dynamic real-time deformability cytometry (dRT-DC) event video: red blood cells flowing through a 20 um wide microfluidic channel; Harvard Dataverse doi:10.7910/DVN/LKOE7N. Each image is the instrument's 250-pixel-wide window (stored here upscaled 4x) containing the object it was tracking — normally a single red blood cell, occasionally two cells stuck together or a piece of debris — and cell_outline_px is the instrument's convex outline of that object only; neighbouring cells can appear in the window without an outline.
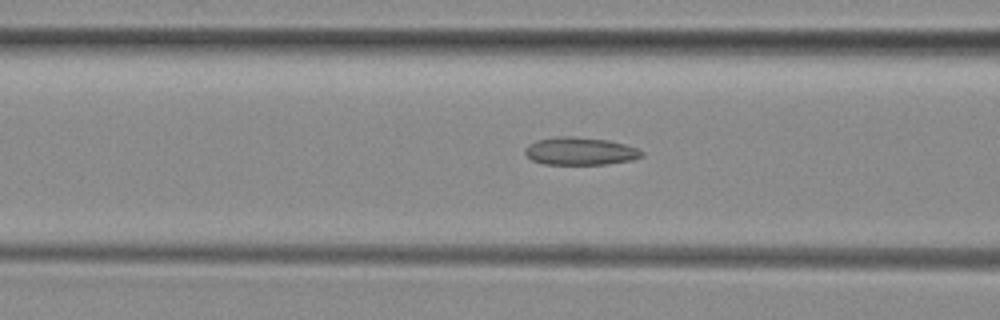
{"species": "common noctule bat (a hibernating species)", "species_latin": "Nyctalus noctula", "temperature_condition": "room temperature", "stored_images_in_passage": 37, "camera_frame_rate_fps": 3000, "um_per_image_px": 0.085, "animal": {"sex": "female", "body_mass_g": 29.2, "forearm_length_mm": 56.3}, "frame": {"image": 1, "passage_image": 16, "time_ms": 5.0, "image_size_px": [1000, 320], "cell_outline_px": [[644, 156], [632, 160], [608, 164], [544, 164], [532, 160], [524, 152], [524, 148], [528, 144], [536, 140], [560, 136], [568, 136], [608, 140], [624, 144], [636, 148], [644, 152]], "centroid_in_image_um": [49.31, 12.85], "position_along_channel_um": 117.3, "area_um2": 18.84}}
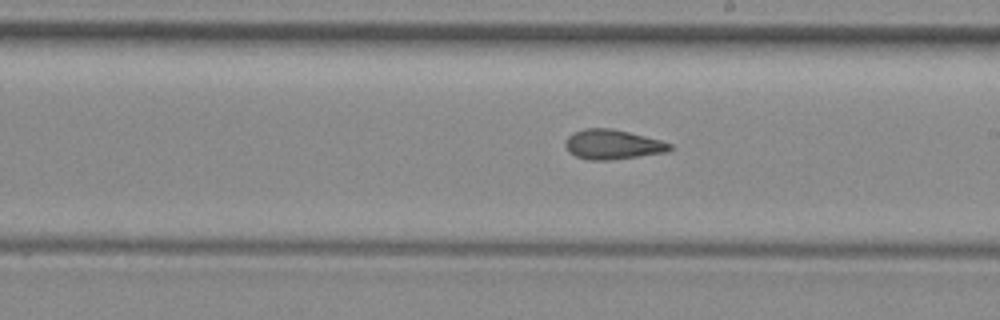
{"frame": {"image": 2, "passage_image": 25, "time_ms": 8.0, "image_size_px": [1000, 320], "cell_outline_px": [[672, 148], [668, 152], [640, 156], [608, 160], [588, 160], [576, 156], [568, 152], [564, 144], [568, 136], [572, 132], [584, 128], [612, 128], [660, 140], [672, 144]], "centroid_in_image_um": [52.04, 12.28], "position_along_channel_um": 237.0, "area_um2": 18.15}}
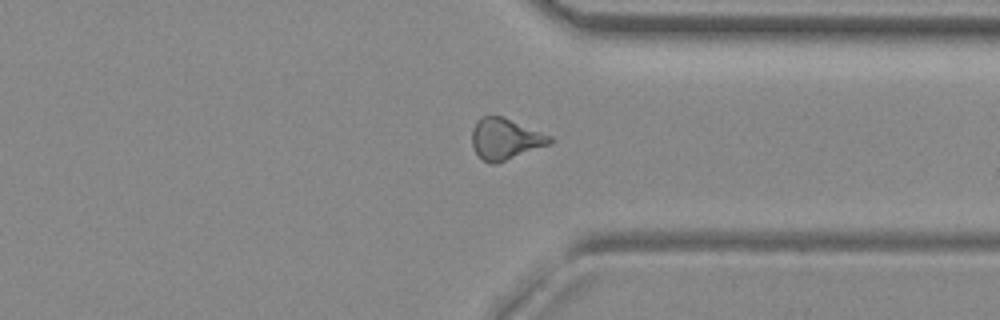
{"frame": {"image": 3, "passage_image": 35, "time_ms": 11.333, "image_size_px": [1000, 320], "cell_outline_px": [[556, 140], [548, 144], [496, 164], [492, 164], [484, 160], [472, 148], [472, 128], [484, 116], [504, 116], [552, 136]], "centroid_in_image_um": [42.97, 11.8], "position_along_channel_um": 368.4, "area_um2": 18.5}}